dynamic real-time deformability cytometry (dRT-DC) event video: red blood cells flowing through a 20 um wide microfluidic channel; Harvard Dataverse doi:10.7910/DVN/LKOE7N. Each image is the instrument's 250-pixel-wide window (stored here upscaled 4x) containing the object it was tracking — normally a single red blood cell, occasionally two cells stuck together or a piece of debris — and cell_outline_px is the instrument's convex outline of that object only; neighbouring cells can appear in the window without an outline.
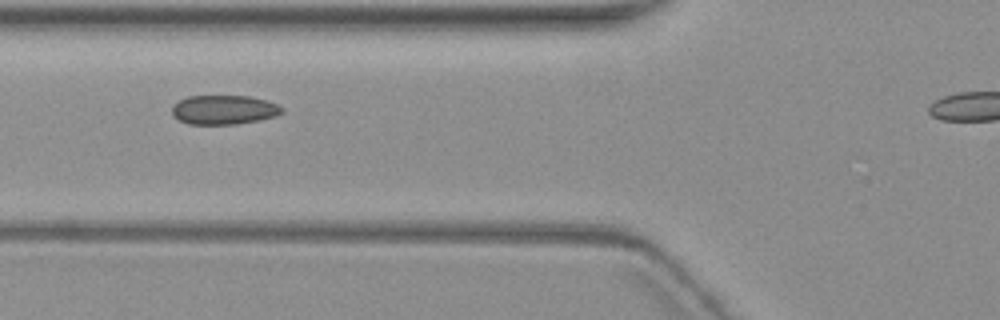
{"species": "common noctule bat (a hibernating species)", "species_latin": "Nyctalus noctula", "temperature_condition": "warm", "stored_images_in_passage": 10, "segment_of_instrument_passage": [1, 2], "camera_frame_rate_fps": 3000, "um_per_image_px": 0.085, "animal": {"sex": "female", "body_mass_g": 19.3, "forearm_length_mm": 54.1}, "frame": {"image": 1, "passage_image": 4, "time_ms": 3.667, "image_size_px": [1000, 320], "cell_outline_px": [[284, 112], [276, 116], [260, 120], [236, 124], [188, 124], [172, 116], [172, 108], [180, 100], [188, 96], [248, 96], [264, 100], [276, 104], [284, 108]], "centroid_in_image_um": [19.05, 9.34], "position_along_channel_um": 106.8, "area_um2": 18.67}}
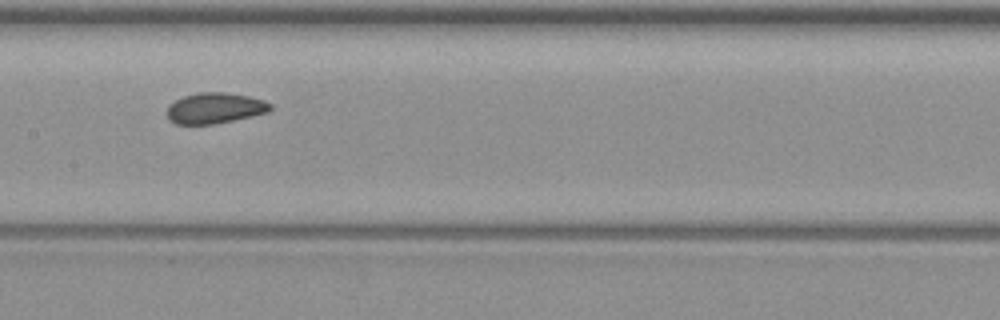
{"frame": {"image": 2, "passage_image": 6, "time_ms": 6.0, "image_size_px": [1000, 320], "cell_outline_px": [[272, 108], [268, 112], [252, 116], [216, 124], [176, 124], [168, 120], [168, 104], [184, 96], [200, 92], [228, 92], [248, 96], [264, 100], [272, 104]], "centroid_in_image_um": [18.28, 9.19], "position_along_channel_um": 189.1, "area_um2": 18.61}}
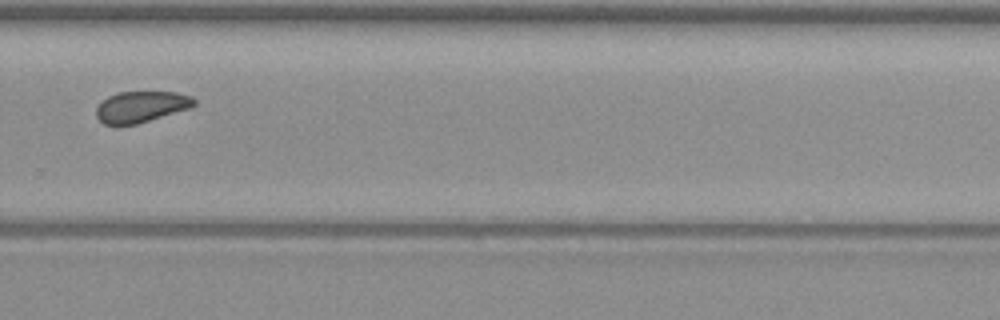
{"frame": {"image": 3, "passage_image": 9, "time_ms": 9.667, "image_size_px": [1000, 320], "cell_outline_px": [[196, 104], [188, 108], [136, 124], [116, 128], [104, 124], [96, 116], [96, 108], [108, 96], [116, 92], [176, 92], [192, 96], [196, 100]], "centroid_in_image_um": [11.94, 9.09], "position_along_channel_um": 317.9, "area_um2": 17.92}}